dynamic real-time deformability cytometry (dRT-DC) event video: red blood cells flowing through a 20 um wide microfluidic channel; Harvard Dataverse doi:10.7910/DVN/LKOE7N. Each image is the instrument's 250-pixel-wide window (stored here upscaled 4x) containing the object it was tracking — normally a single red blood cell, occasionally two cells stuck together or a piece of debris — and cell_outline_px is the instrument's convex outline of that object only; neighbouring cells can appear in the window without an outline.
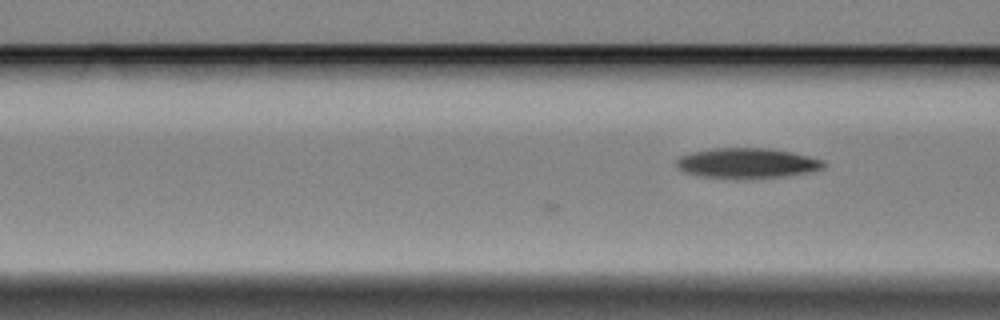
{"species": "Egyptian fruit bat (a non-hibernating species)", "species_latin": "Rousettus aegyptiacus", "temperature_condition": "cold", "stored_images_in_passage": 5, "camera_frame_rate_fps": 3000, "um_per_image_px": 0.085, "animal": {"sex": "female"}, "frame": {"image": 1, "passage_image": 5, "time_ms": 1.333, "image_size_px": [1000, 320], "cell_outline_px": [[824, 168], [808, 172], [784, 176], [704, 176], [688, 172], [680, 168], [676, 164], [676, 160], [680, 156], [692, 152], [712, 148], [768, 148], [792, 152], [824, 160]], "centroid_in_image_um": [63.54, 13.81], "position_along_channel_um": 103.1, "area_um2": 24.74}}